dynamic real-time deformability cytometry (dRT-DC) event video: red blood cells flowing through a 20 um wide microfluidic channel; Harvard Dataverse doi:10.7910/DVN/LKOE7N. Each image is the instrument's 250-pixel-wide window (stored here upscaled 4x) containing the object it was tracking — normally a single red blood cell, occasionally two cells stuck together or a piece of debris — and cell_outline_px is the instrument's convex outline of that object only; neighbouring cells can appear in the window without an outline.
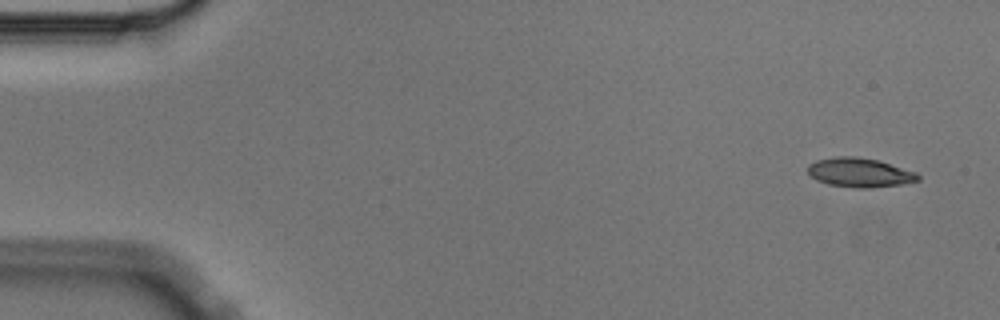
{"species": "Egyptian fruit bat (a non-hibernating species)", "species_latin": "Rousettus aegyptiacus", "temperature_condition": "cold", "stored_images_in_passage": 7, "camera_frame_rate_fps": 3000, "um_per_image_px": 0.085, "animal": {"sex": "male"}, "frame": {"image": 1, "passage_image": 1, "time_ms": 0.0, "image_size_px": [1000, 320], "cell_outline_px": [[920, 180], [900, 184], [872, 188], [856, 188], [828, 184], [816, 180], [808, 172], [808, 164], [816, 160], [836, 156], [856, 156], [876, 160], [916, 172], [920, 176]], "centroid_in_image_um": [73.05, 14.67], "position_along_channel_um": 12.0, "area_um2": 18.67}}
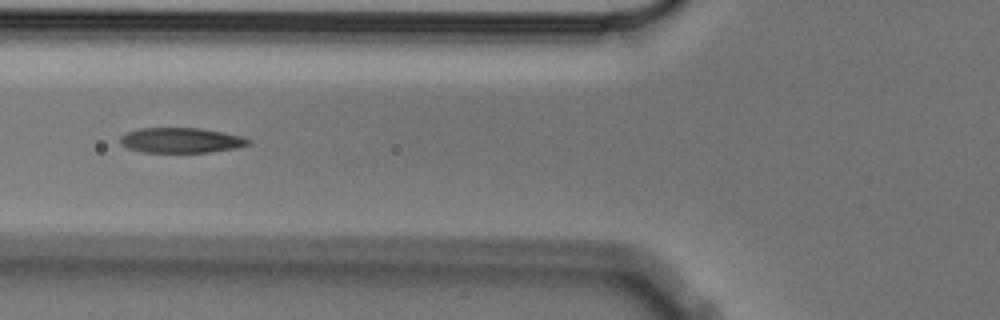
{"frame": {"image": 2, "passage_image": 5, "time_ms": 1.333, "image_size_px": [1000, 320], "cell_outline_px": [[252, 144], [236, 148], [208, 152], [140, 152], [128, 148], [120, 144], [120, 136], [128, 132], [140, 128], [200, 128], [244, 136], [252, 140]], "centroid_in_image_um": [15.42, 11.92], "position_along_channel_um": 110.4, "area_um2": 18.9}}
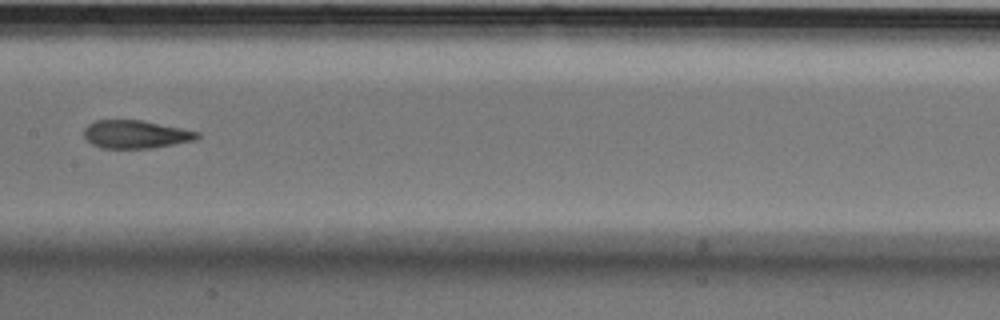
{"frame": {"image": 3, "passage_image": 7, "time_ms": 2.0, "image_size_px": [1000, 320], "cell_outline_px": [[200, 136], [196, 140], [152, 148], [100, 148], [84, 140], [84, 128], [88, 124], [96, 120], [140, 120], [200, 132]], "centroid_in_image_um": [11.5, 11.42], "position_along_channel_um": 195.9, "area_um2": 18.55}}